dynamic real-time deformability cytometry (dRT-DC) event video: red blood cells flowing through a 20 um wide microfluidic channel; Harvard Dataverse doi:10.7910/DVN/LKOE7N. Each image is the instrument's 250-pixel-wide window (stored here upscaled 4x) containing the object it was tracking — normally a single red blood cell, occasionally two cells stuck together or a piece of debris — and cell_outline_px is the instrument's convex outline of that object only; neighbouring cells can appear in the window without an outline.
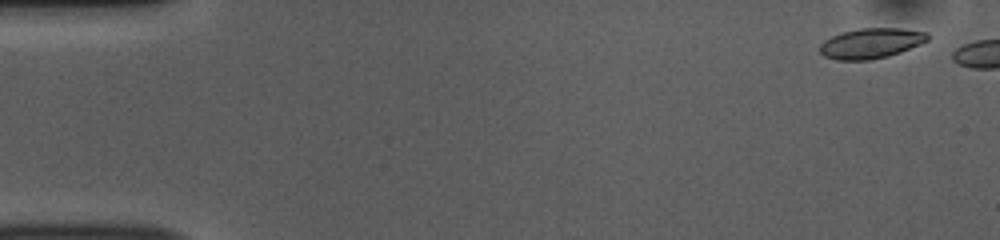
{"species": "common noctule bat (a hibernating species)", "species_latin": "Nyctalus noctula", "temperature_condition": "room temperature", "stored_images_in_passage": 7, "camera_frame_rate_fps": 3000, "um_per_image_px": 0.085, "animal": {"sex": "female", "body_mass_g": 10.0, "forearm_length_mm": 53.1}, "frame": {"image": 1, "passage_image": 3, "time_ms": 0.667, "image_size_px": [1000, 240], "cell_outline_px": [[928, 40], [920, 44], [900, 52], [888, 56], [868, 60], [836, 60], [824, 56], [820, 52], [820, 44], [824, 40], [832, 36], [844, 32], [860, 28], [900, 28], [928, 32]], "centroid_in_image_um": [74.03, 3.68], "position_along_channel_um": 11.0, "area_um2": 18.9}}